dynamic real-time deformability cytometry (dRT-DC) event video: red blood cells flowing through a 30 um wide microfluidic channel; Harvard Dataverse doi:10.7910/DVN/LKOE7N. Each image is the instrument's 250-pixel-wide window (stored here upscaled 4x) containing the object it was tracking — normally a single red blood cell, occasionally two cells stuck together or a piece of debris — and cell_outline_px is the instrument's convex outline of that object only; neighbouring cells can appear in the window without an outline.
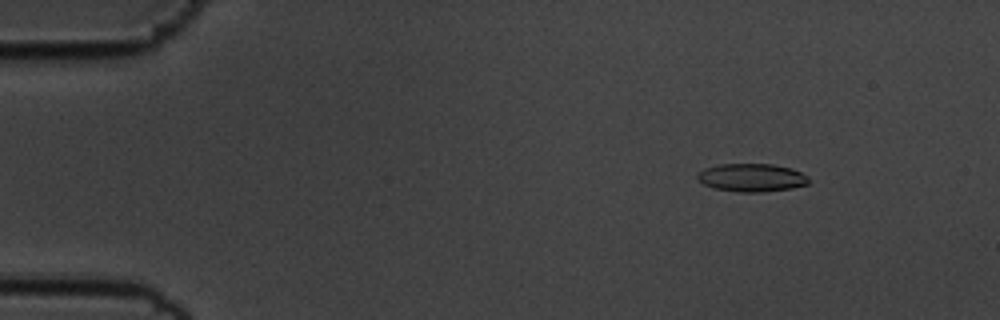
{"species": "common noctule bat (a hibernating species)", "species_latin": "Nyctalus noctula", "temperature_condition": "cold", "stored_images_in_passage": 57, "camera_frame_rate_fps": 3000, "um_per_image_px": 0.085, "animal": {"sex": "male", "body_mass_g": 19.5, "forearm_length_mm": 54.6}, "frame": {"image": 1, "passage_image": 8, "time_ms": 2.333, "image_size_px": [1000, 320], "cell_outline_px": [[808, 184], [792, 188], [764, 192], [736, 192], [712, 188], [704, 184], [696, 176], [704, 168], [720, 164], [772, 164], [792, 168], [808, 176]], "centroid_in_image_um": [63.9, 15.1], "position_along_channel_um": 21.1, "area_um2": 18.26}}
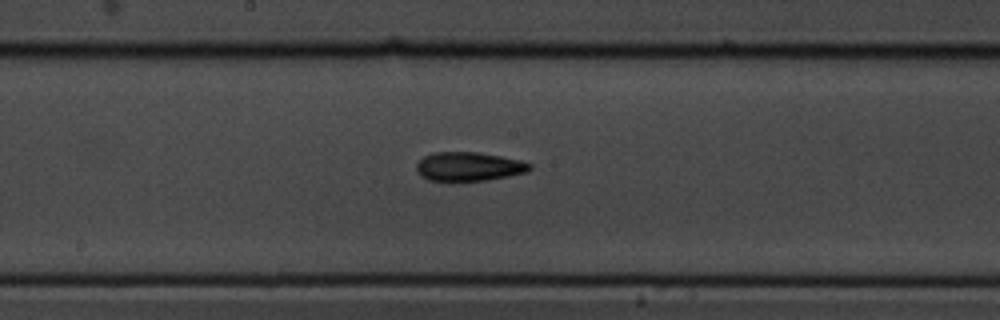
{"frame": {"image": 2, "passage_image": 31, "time_ms": 10.0, "image_size_px": [1000, 320], "cell_outline_px": [[532, 168], [528, 172], [488, 180], [448, 184], [428, 180], [420, 176], [416, 168], [416, 164], [424, 156], [432, 152], [476, 152], [500, 156], [520, 160], [532, 164]], "centroid_in_image_um": [39.8, 14.2], "position_along_channel_um": 208.4, "area_um2": 19.88}}
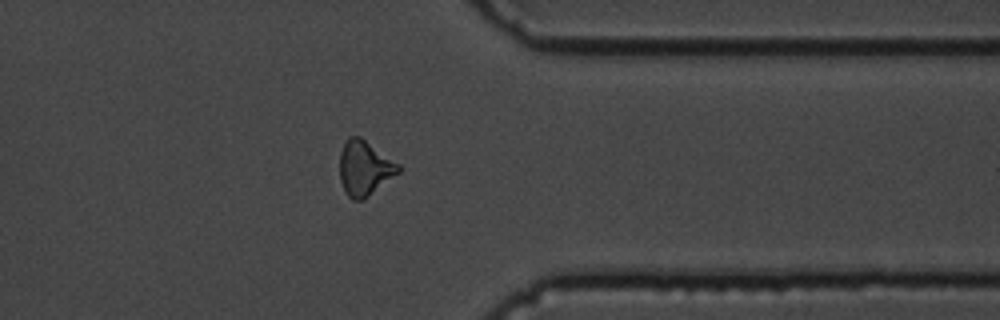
{"frame": {"image": 3, "passage_image": 46, "time_ms": 15.0, "image_size_px": [1000, 320], "cell_outline_px": [[400, 172], [364, 200], [352, 200], [344, 192], [340, 180], [340, 152], [348, 136], [360, 136], [400, 164]], "centroid_in_image_um": [30.99, 14.3], "position_along_channel_um": 380.4, "area_um2": 18.96}, "authors_computed_cell_mechanics": {"area_um2": 18.2648, "velocity_mm_per_s": 3.5715, "shape_relaxation_time_tau1_ms": 8.6639, "shape_relaxation_time_tau2_ms": 9.1157, "deformation_change_tau1": 0.2078, "deformation_change_tau2": 0.1996}}